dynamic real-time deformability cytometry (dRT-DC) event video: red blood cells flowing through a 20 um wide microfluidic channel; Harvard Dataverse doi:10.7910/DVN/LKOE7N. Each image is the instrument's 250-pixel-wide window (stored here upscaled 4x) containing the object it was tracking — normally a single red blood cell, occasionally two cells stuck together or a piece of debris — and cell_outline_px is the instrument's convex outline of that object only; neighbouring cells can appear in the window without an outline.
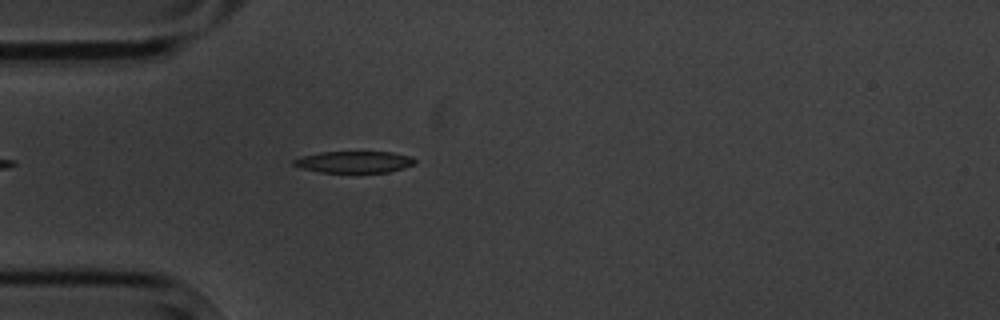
{"species": "common noctule bat (a hibernating species)", "species_latin": "Nyctalus noctula", "temperature_condition": "cold", "stored_images_in_passage": 2, "camera_frame_rate_fps": 3000, "um_per_image_px": 0.085, "animal": {"sex": "male", "body_mass_g": 20.1, "forearm_length_mm": 53.5}, "frame": {"image": 1, "passage_image": 2, "time_ms": 1.333, "image_size_px": [1000, 320], "cell_outline_px": [[416, 164], [404, 168], [388, 172], [320, 172], [300, 168], [292, 164], [292, 160], [300, 156], [320, 152], [392, 152], [412, 156], [416, 160]], "centroid_in_image_um": [30.11, 13.76], "position_along_channel_um": 54.9, "area_um2": 15.43}}